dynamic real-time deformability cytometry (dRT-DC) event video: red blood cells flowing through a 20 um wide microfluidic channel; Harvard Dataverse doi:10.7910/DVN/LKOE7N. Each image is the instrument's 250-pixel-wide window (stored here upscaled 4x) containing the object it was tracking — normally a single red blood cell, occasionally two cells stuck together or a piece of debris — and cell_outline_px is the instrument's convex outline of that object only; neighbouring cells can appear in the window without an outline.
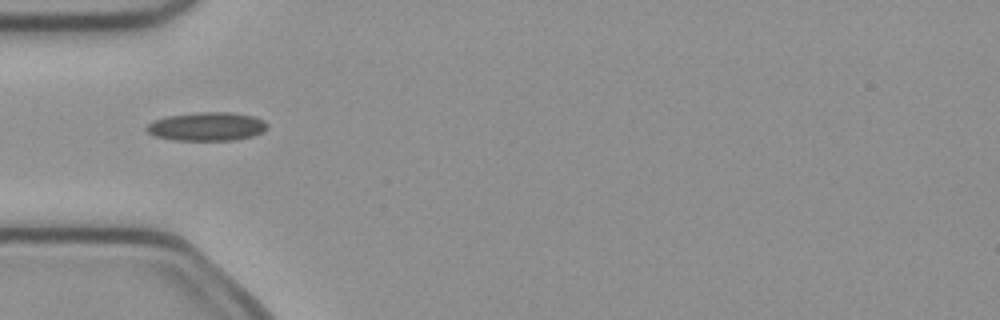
{"species": "common noctule bat (a hibernating species)", "species_latin": "Nyctalus noctula", "temperature_condition": "cold", "stored_images_in_passage": 1, "camera_frame_rate_fps": 3000, "um_per_image_px": 0.085, "animal": {"sex": "female", "body_mass_g": 21.9}, "frame": {"image": 1, "passage_image": 1, "time_ms": 0.0, "image_size_px": [1000, 320], "cell_outline_px": [[268, 128], [252, 136], [232, 140], [172, 140], [156, 136], [148, 132], [144, 128], [152, 120], [168, 116], [196, 112], [232, 112], [252, 116], [264, 120], [268, 124]], "centroid_in_image_um": [17.56, 10.74], "position_along_channel_um": 67.4, "area_um2": 20.11}}